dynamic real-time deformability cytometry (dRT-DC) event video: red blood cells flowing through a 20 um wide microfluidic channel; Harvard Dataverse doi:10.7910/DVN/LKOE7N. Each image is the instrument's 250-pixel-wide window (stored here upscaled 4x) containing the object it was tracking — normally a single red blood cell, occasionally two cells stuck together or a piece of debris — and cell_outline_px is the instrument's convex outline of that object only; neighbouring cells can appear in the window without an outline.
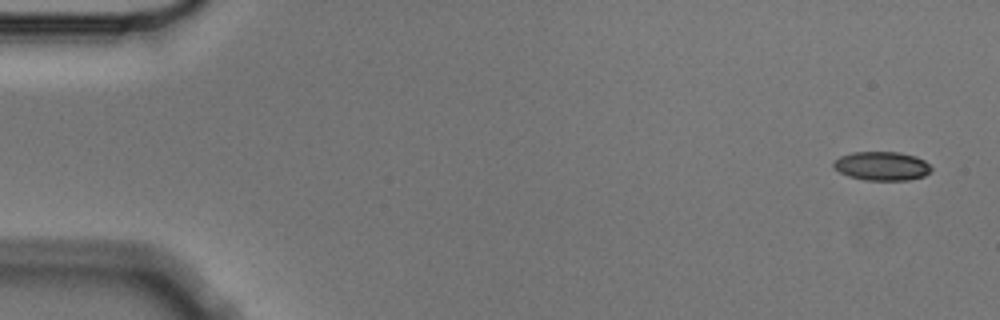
{"species": "Egyptian fruit bat (a non-hibernating species)", "species_latin": "Rousettus aegyptiacus", "temperature_condition": "cold", "stored_images_in_passage": 5, "camera_frame_rate_fps": 3000, "um_per_image_px": 0.085, "animal": {"sex": "male"}, "frame": {"image": 1, "passage_image": 1, "time_ms": 0.0, "image_size_px": [1000, 320], "cell_outline_px": [[932, 172], [924, 176], [908, 180], [864, 180], [848, 176], [840, 172], [832, 164], [840, 156], [852, 152], [900, 152], [916, 156], [924, 160], [932, 168]], "centroid_in_image_um": [74.99, 14.11], "position_along_channel_um": 10.0, "area_um2": 16.47}}
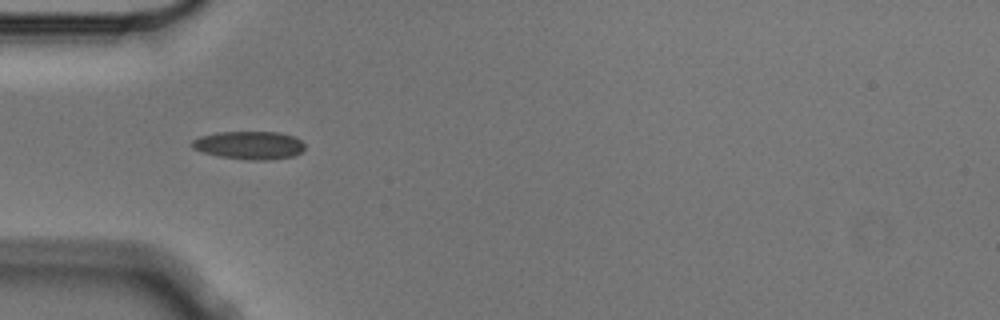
{"frame": {"image": 2, "passage_image": 4, "time_ms": 1.0, "image_size_px": [1000, 320], "cell_outline_px": [[304, 148], [300, 152], [292, 156], [268, 160], [252, 160], [216, 156], [192, 148], [188, 144], [192, 140], [200, 136], [216, 132], [280, 132], [296, 136], [304, 144]], "centroid_in_image_um": [21.16, 12.33], "position_along_channel_um": 63.8, "area_um2": 18.61}}
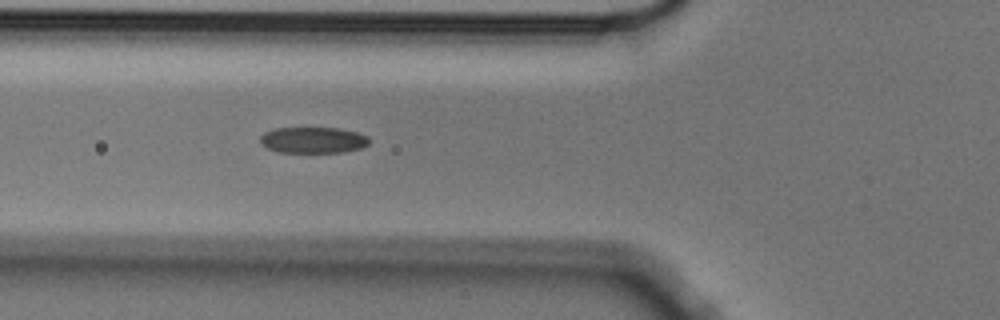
{"frame": {"image": 3, "passage_image": 5, "time_ms": 1.333, "image_size_px": [1000, 320], "cell_outline_px": [[368, 144], [360, 148], [344, 152], [280, 152], [268, 148], [260, 144], [260, 136], [264, 132], [272, 128], [340, 128], [356, 132], [368, 136]], "centroid_in_image_um": [26.58, 11.9], "position_along_channel_um": 99.2, "area_um2": 16.59}}